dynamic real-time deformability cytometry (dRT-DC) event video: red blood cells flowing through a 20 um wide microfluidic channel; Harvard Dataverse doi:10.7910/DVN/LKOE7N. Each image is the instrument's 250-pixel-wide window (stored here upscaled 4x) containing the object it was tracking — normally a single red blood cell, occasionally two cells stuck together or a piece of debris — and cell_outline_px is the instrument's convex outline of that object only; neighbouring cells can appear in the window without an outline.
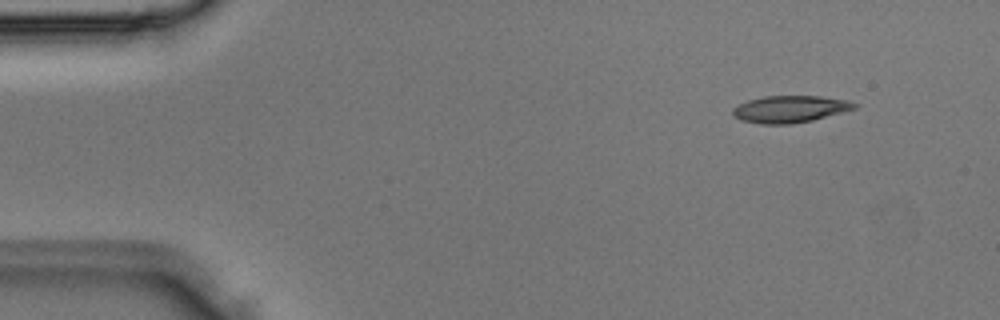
{"species": "Egyptian fruit bat (a non-hibernating species)", "species_latin": "Rousettus aegyptiacus", "temperature_condition": "room temperature", "stored_images_in_passage": 3, "camera_frame_rate_fps": 3000, "um_per_image_px": 0.085, "animal": {"sex": "male"}, "frame": {"image": 1, "passage_image": 1, "time_ms": 0.0, "image_size_px": [1000, 320], "cell_outline_px": [[856, 108], [812, 120], [792, 124], [760, 124], [740, 120], [732, 116], [732, 108], [748, 100], [764, 96], [820, 96], [848, 100], [856, 104]], "centroid_in_image_um": [67.1, 9.27], "position_along_channel_um": 17.9, "area_um2": 19.07}}
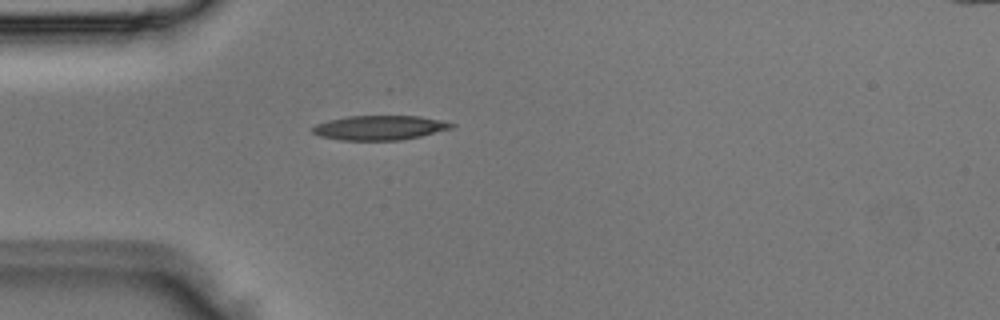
{"frame": {"image": 2, "passage_image": 3, "time_ms": 0.667, "image_size_px": [1000, 320], "cell_outline_px": [[456, 124], [452, 128], [420, 136], [400, 140], [340, 140], [320, 136], [312, 132], [312, 128], [316, 124], [328, 120], [348, 116], [420, 116], [440, 120]], "centroid_in_image_um": [32.25, 10.85], "position_along_channel_um": 52.7, "area_um2": 19.71}}